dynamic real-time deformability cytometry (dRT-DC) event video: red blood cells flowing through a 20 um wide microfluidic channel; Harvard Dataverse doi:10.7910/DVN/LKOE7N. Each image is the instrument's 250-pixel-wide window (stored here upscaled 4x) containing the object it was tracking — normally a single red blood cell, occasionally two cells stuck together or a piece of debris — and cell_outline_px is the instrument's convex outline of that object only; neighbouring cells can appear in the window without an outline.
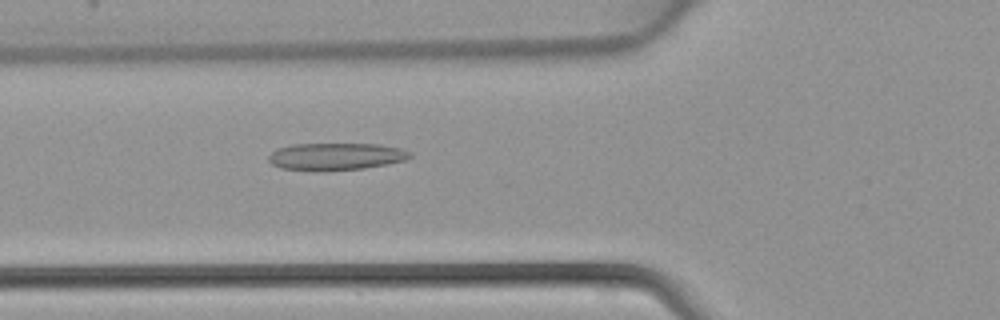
{"species": "common noctule bat (a hibernating species)", "species_latin": "Nyctalus noctula", "temperature_condition": "warm", "stored_images_in_passage": 44, "camera_frame_rate_fps": 3000, "um_per_image_px": 0.085, "animal": {"sex": "female", "body_mass_g": 22.7, "forearm_length_mm": 54.2}, "frame": {"image": 1, "passage_image": 16, "time_ms": 5.0, "image_size_px": [1000, 320], "cell_outline_px": [[412, 156], [404, 160], [388, 164], [364, 168], [328, 172], [320, 172], [280, 168], [272, 164], [268, 160], [268, 156], [276, 148], [292, 144], [380, 144], [400, 148], [412, 152]], "centroid_in_image_um": [28.53, 13.32], "position_along_channel_um": 97.3, "area_um2": 22.89}}
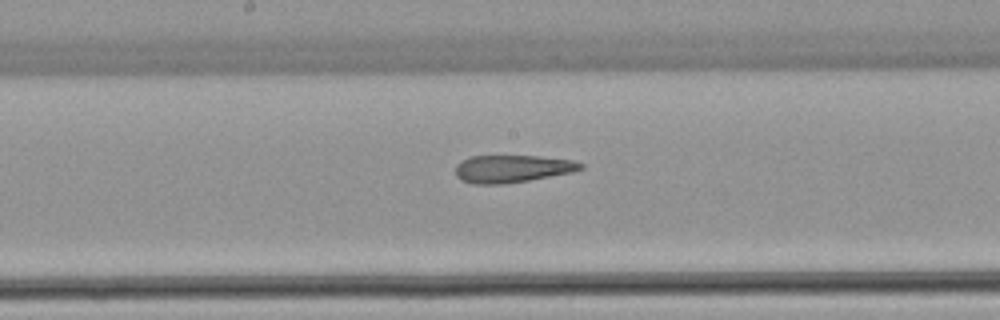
{"frame": {"image": 2, "passage_image": 23, "time_ms": 7.333, "image_size_px": [1000, 320], "cell_outline_px": [[584, 168], [572, 172], [528, 180], [504, 184], [472, 184], [460, 180], [456, 176], [456, 164], [472, 156], [540, 156], [572, 160], [584, 164]], "centroid_in_image_um": [43.53, 14.34], "position_along_channel_um": 204.7, "area_um2": 20.0}}
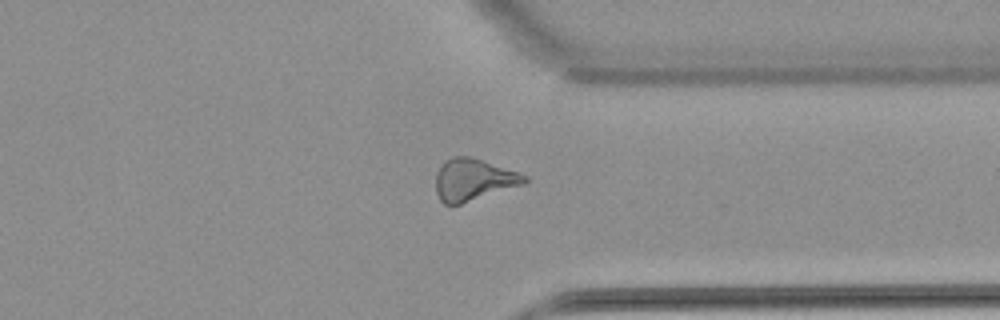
{"frame": {"image": 3, "passage_image": 34, "time_ms": 11.0, "image_size_px": [1000, 320], "cell_outline_px": [[528, 180], [524, 184], [460, 204], [444, 204], [440, 200], [436, 192], [436, 172], [444, 160], [452, 156], [472, 156], [520, 172], [528, 176]], "centroid_in_image_um": [40.24, 15.25], "position_along_channel_um": 371.2, "area_um2": 21.85}}